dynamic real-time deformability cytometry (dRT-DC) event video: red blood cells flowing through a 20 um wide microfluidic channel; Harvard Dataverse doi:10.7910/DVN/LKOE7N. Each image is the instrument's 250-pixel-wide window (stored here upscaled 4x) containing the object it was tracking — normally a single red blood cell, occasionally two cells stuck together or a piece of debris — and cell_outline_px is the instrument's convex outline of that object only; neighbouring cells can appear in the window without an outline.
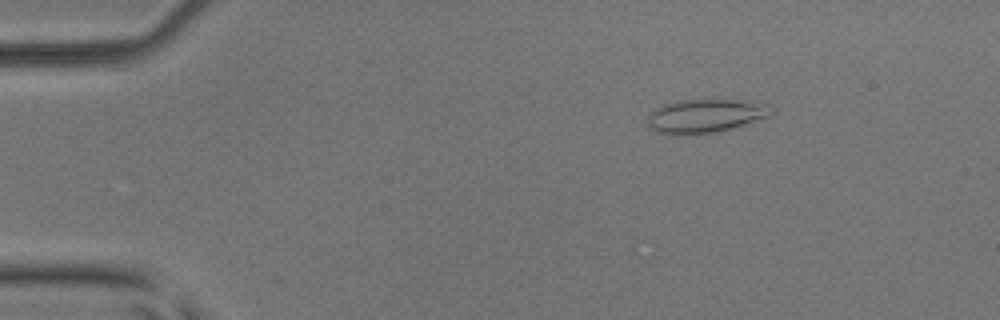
{"species": "common noctule bat (a hibernating species)", "species_latin": "Nyctalus noctula", "temperature_condition": "room temperature", "stored_images_in_passage": 7, "camera_frame_rate_fps": 3000, "um_per_image_px": 0.085, "animal": {"sex": "male", "body_mass_g": 17.9, "forearm_length_mm": 54.2}, "frame": {"image": 1, "passage_image": 3, "time_ms": 0.667, "image_size_px": [1000, 320], "cell_outline_px": [[772, 112], [768, 116], [720, 132], [656, 132], [648, 128], [648, 116], [660, 104], [676, 100], [704, 96], [724, 96], [748, 100], [768, 104]], "centroid_in_image_um": [59.99, 9.73], "position_along_channel_um": 25.0, "area_um2": 24.97}}
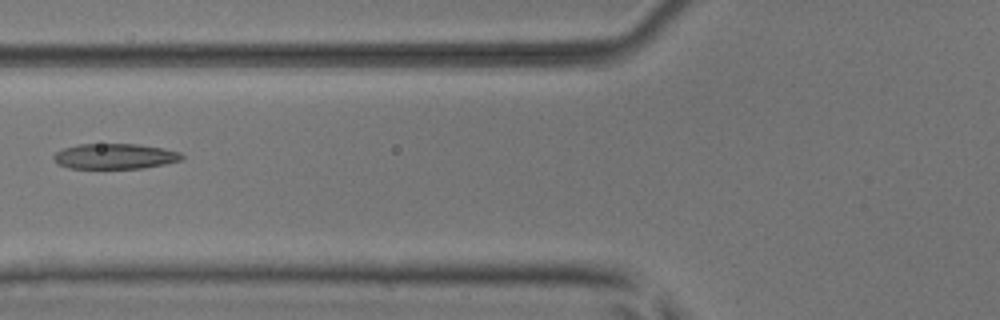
{"frame": {"image": 2, "passage_image": 7, "time_ms": 2.0, "image_size_px": [1000, 320], "cell_outline_px": [[184, 156], [180, 160], [164, 164], [144, 168], [68, 168], [56, 164], [52, 156], [56, 152], [64, 148], [80, 144], [140, 144], [164, 148], [180, 152]], "centroid_in_image_um": [9.75, 13.28], "position_along_channel_um": 116.1, "area_um2": 19.02}}